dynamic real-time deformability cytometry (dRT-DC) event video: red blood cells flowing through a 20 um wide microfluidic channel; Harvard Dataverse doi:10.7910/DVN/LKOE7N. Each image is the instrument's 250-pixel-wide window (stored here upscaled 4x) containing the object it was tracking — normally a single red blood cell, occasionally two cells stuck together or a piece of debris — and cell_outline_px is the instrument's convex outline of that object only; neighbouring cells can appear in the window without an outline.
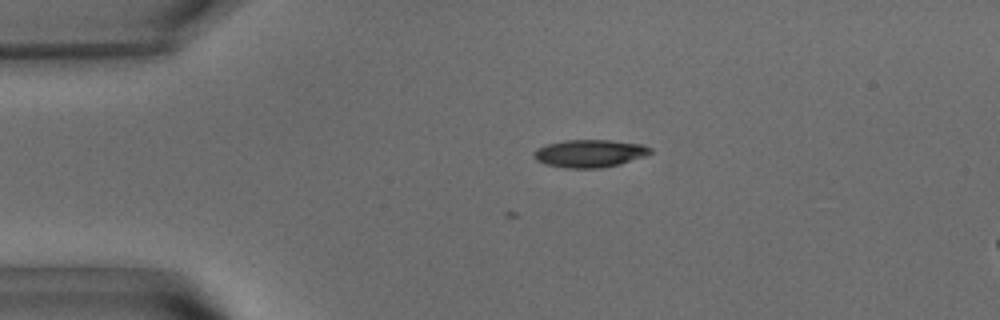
{"species": "common noctule bat (a hibernating species)", "species_latin": "Nyctalus noctula", "temperature_condition": "warm", "stored_images_in_passage": 2, "camera_frame_rate_fps": 3000, "um_per_image_px": 0.085, "animal": {"sex": "male", "body_mass_g": 15.6}, "frame": {"image": 1, "passage_image": 2, "time_ms": 0.333, "image_size_px": [1000, 320], "cell_outline_px": [[652, 152], [644, 156], [620, 164], [600, 168], [564, 168], [548, 164], [536, 160], [532, 156], [532, 152], [536, 148], [548, 144], [564, 140], [612, 140], [644, 144], [652, 148]], "centroid_in_image_um": [50.12, 13.03], "position_along_channel_um": 34.9, "area_um2": 18.9}}